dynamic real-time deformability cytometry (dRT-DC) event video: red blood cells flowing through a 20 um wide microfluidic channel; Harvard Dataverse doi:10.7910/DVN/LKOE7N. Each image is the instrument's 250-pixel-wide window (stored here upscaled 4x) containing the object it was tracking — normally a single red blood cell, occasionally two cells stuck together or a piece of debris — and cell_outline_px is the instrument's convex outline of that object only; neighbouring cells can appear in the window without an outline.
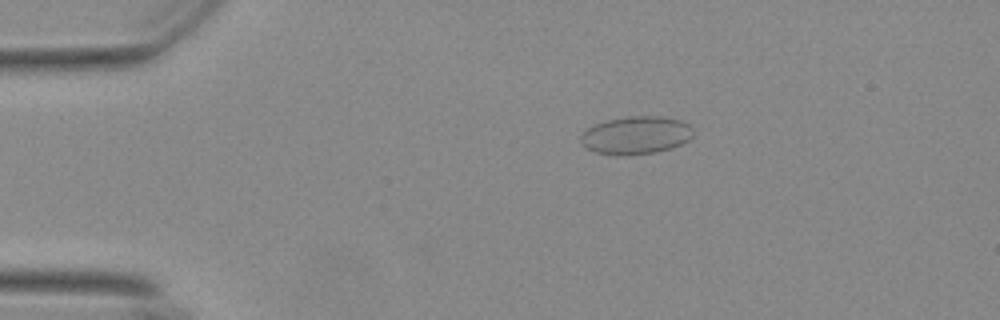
{"species": "Egyptian fruit bat (a non-hibernating species)", "species_latin": "Rousettus aegyptiacus", "temperature_condition": "warm", "stored_images_in_passage": 47, "camera_frame_rate_fps": 3000, "um_per_image_px": 0.085, "animal": {"sex": "female"}, "frame": {"image": 1, "passage_image": 2, "time_ms": 0.333, "image_size_px": [1000, 320], "cell_outline_px": [[692, 136], [688, 140], [680, 144], [656, 152], [628, 156], [596, 152], [588, 148], [580, 140], [580, 136], [588, 128], [596, 124], [608, 120], [624, 116], [664, 116], [680, 120], [688, 124], [692, 128]], "centroid_in_image_um": [54.07, 11.48], "position_along_channel_um": 30.9, "area_um2": 24.62}}
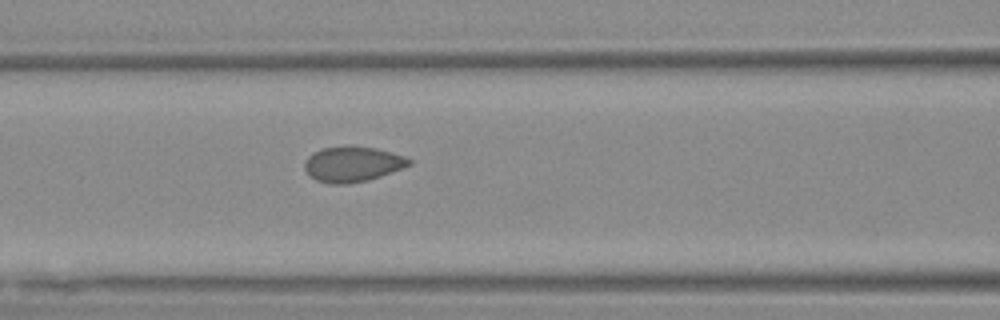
{"frame": {"image": 2, "passage_image": 15, "time_ms": 4.667, "image_size_px": [1000, 320], "cell_outline_px": [[412, 164], [380, 176], [368, 180], [348, 184], [328, 184], [316, 180], [304, 168], [304, 160], [312, 152], [324, 148], [348, 144], [376, 148], [392, 152], [404, 156], [412, 160]], "centroid_in_image_um": [29.95, 13.93], "position_along_channel_um": 136.7, "area_um2": 21.79}}
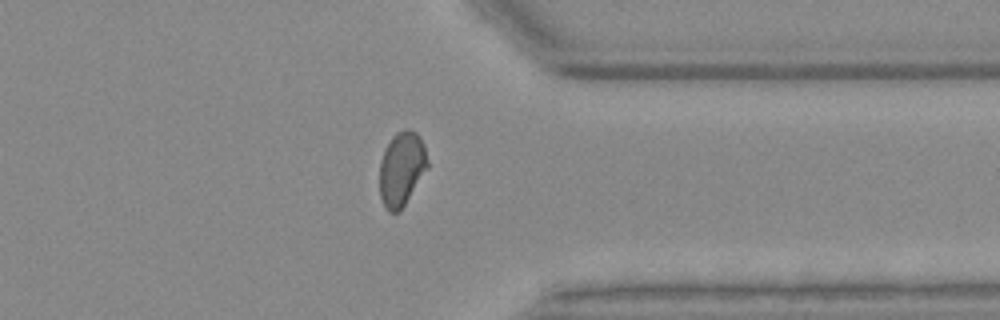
{"frame": {"image": 3, "passage_image": 35, "time_ms": 11.333, "image_size_px": [1000, 320], "cell_outline_px": [[428, 168], [404, 204], [396, 212], [388, 212], [380, 196], [380, 160], [384, 148], [392, 136], [396, 132], [404, 128], [408, 128], [416, 132], [424, 144], [428, 160]], "centroid_in_image_um": [34.14, 14.29], "position_along_channel_um": 377.3, "area_um2": 20.69}}